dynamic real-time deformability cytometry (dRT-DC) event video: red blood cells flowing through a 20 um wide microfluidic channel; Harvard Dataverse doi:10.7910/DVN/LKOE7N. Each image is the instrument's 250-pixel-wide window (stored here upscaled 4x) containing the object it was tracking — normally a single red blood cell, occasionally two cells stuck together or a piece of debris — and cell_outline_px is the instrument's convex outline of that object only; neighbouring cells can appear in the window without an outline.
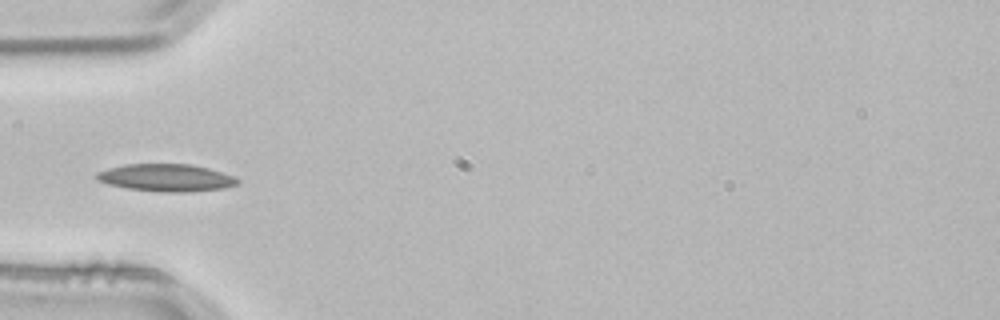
{"species": "common noctule bat (a hibernating species)", "species_latin": "Nyctalus noctula", "temperature_condition": "room temperature", "stored_images_in_passage": 2, "camera_frame_rate_fps": 3000, "um_per_image_px": 0.085, "animal": {"sex": "male", "body_mass_g": 21.5, "forearm_length_mm": 52.0}, "frame": {"image": 1, "passage_image": 2, "time_ms": 0.333, "image_size_px": [1000, 320], "cell_outline_px": [[240, 184], [224, 188], [188, 192], [160, 192], [128, 188], [108, 184], [96, 180], [96, 172], [108, 168], [124, 164], [188, 164], [208, 168], [232, 176], [240, 180]], "centroid_in_image_um": [14.11, 15.11], "position_along_channel_um": 70.9, "area_um2": 22.48}}